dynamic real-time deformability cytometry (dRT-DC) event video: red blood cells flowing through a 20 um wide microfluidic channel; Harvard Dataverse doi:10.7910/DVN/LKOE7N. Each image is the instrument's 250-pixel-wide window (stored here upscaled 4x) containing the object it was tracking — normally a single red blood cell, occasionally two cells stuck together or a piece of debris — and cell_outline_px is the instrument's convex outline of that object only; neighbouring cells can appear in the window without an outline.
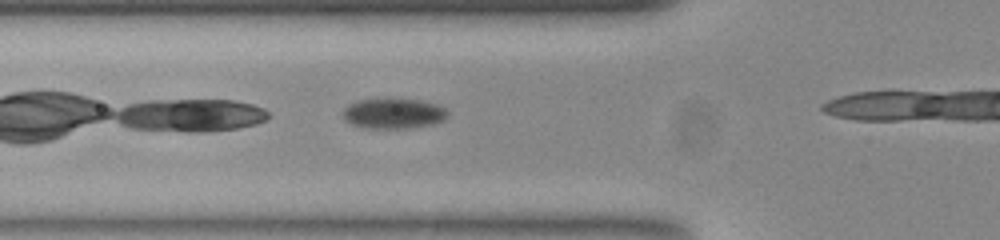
{"species": "common noctule bat (a hibernating species)", "species_latin": "Nyctalus noctula", "temperature_condition": "room temperature", "stored_images_in_passage": 14, "camera_frame_rate_fps": 3000, "um_per_image_px": 0.085, "animal": {"sex": "female", "body_mass_g": 23.0, "forearm_length_mm": 53.4}, "frame": {"image": 1, "passage_image": 10, "time_ms": 3.0, "image_size_px": [1000, 240], "cell_outline_px": [[448, 112], [444, 120], [432, 124], [408, 128], [368, 128], [352, 124], [344, 116], [344, 108], [348, 104], [360, 100], [420, 100], [436, 104], [444, 108]], "centroid_in_image_um": [33.47, 9.66], "position_along_channel_um": 92.3, "area_um2": 17.92}}